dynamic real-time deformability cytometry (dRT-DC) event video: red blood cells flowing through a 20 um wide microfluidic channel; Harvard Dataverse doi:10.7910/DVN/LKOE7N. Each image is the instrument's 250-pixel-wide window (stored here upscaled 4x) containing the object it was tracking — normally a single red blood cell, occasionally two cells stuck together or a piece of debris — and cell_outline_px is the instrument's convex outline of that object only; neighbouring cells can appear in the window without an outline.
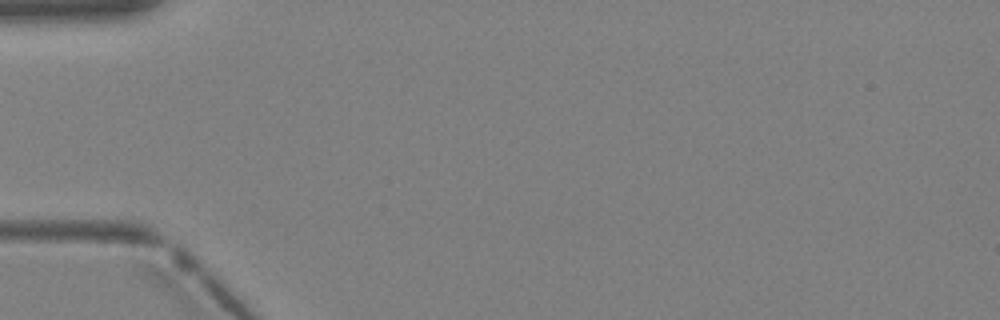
{"species": "Egyptian fruit bat (a non-hibernating species)", "species_latin": "Rousettus aegyptiacus", "temperature_condition": "warm", "stored_images_in_passage": 3, "camera_frame_rate_fps": 3000, "um_per_image_px": 0.085, "animal": {"sex": "female"}, "frame": {"image": 1, "passage_image": 1, "time_ms": 0.0, "image_size_px": [1000, 320], "cell_outline_px": [[236, 56], [228, 64], [188, 96], [172, 96], [176, 80], [184, 72], [212, 48], [224, 40], [228, 40], [232, 44]], "centroid_in_image_um": [17.38, 5.86], "position_along_channel_um": 67.6, "area_um2": 10.98}}